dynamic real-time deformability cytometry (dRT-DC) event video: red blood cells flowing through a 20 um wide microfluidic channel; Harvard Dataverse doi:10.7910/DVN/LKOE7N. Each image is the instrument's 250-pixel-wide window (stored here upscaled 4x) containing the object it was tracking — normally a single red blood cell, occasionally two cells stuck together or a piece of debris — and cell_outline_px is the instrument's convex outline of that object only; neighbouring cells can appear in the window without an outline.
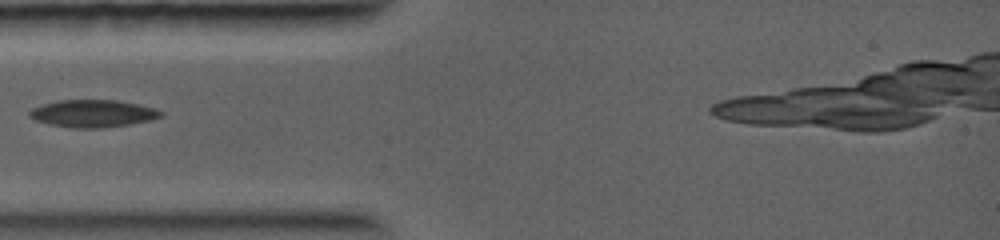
{"species": "common noctule bat (a hibernating species)", "species_latin": "Nyctalus noctula", "temperature_condition": "warm", "stored_images_in_passage": 24, "camera_frame_rate_fps": 5000, "um_per_image_px": 0.085, "animal": {"sex": "female", "body_mass_g": 19.0, "forearm_length_mm": 56.7}, "frame": {"image": 1, "passage_image": 1, "time_ms": 0.0, "image_size_px": [1000, 240], "cell_outline_px": [[164, 116], [148, 120], [128, 124], [104, 128], [72, 128], [52, 124], [36, 120], [28, 116], [28, 112], [32, 108], [40, 104], [60, 100], [116, 100], [136, 104], [152, 108], [164, 112]], "centroid_in_image_um": [7.86, 9.64], "position_along_channel_um": 77.1, "area_um2": 20.81}}
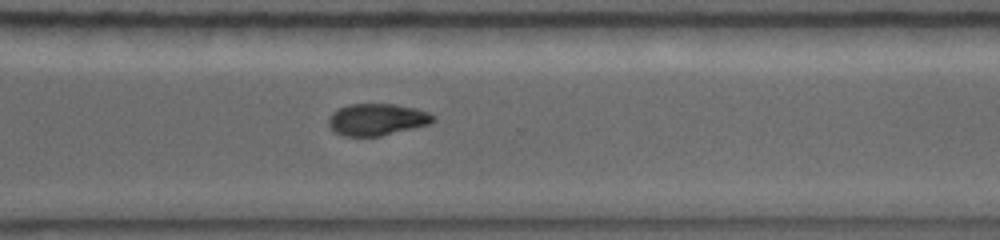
{"frame": {"image": 2, "passage_image": 16, "time_ms": 5.4, "image_size_px": [1000, 240], "cell_outline_px": [[436, 120], [432, 124], [380, 136], [344, 136], [336, 132], [328, 124], [328, 116], [332, 112], [348, 104], [392, 104], [416, 108], [428, 112], [436, 116]], "centroid_in_image_um": [32.08, 10.16], "position_along_channel_um": 338.5, "area_um2": 19.54}}
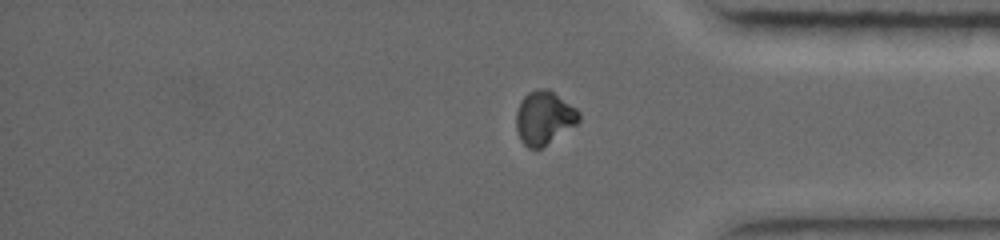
{"frame": {"image": 3, "passage_image": 20, "time_ms": 6.6, "image_size_px": [1000, 240], "cell_outline_px": [[580, 120], [576, 124], [540, 148], [528, 148], [520, 140], [516, 128], [516, 112], [520, 100], [528, 92], [536, 88], [548, 88], [576, 108], [580, 112]], "centroid_in_image_um": [46.22, 9.98], "position_along_channel_um": 389.0, "area_um2": 19.48}}